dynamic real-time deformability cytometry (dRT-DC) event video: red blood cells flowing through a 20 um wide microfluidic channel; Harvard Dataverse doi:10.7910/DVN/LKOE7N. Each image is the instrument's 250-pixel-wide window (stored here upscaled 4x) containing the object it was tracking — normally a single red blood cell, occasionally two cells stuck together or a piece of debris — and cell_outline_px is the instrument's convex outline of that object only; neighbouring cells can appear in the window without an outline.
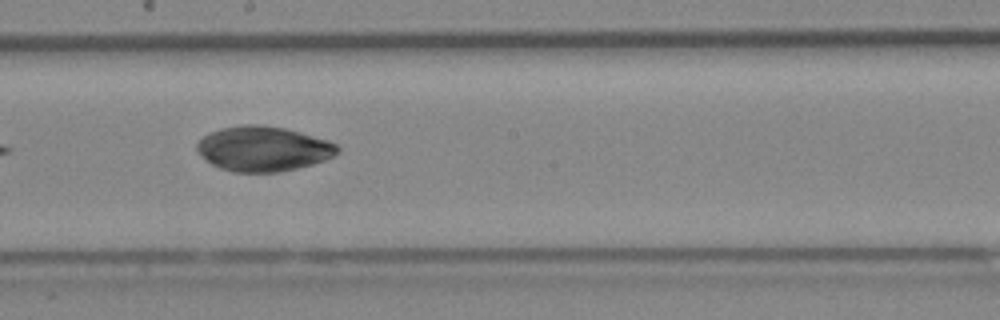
{"species": "Egyptian fruit bat (a non-hibernating species)", "species_latin": "Rousettus aegyptiacus", "temperature_condition": "cold", "stored_images_in_passage": 11, "camera_frame_rate_fps": 3000, "um_per_image_px": 0.085, "animal": {"sex": "female"}, "frame": {"image": 1, "passage_image": 7, "time_ms": 2.0, "image_size_px": [1000, 320], "cell_outline_px": [[340, 152], [324, 160], [312, 164], [280, 172], [232, 172], [220, 168], [212, 164], [200, 156], [196, 152], [196, 144], [204, 136], [220, 128], [244, 124], [260, 124], [284, 128], [300, 132], [328, 140], [336, 144], [340, 148]], "centroid_in_image_um": [22.36, 12.64], "position_along_channel_um": 225.8, "area_um2": 36.88}}
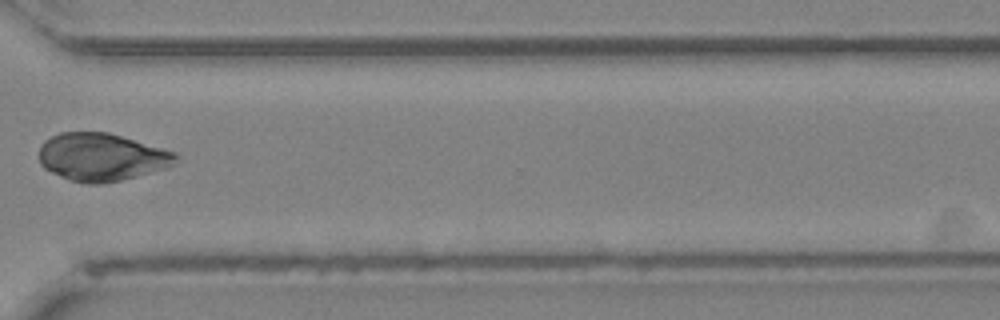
{"frame": {"image": 2, "passage_image": 10, "time_ms": 3.0, "image_size_px": [1000, 320], "cell_outline_px": [[176, 164], [168, 168], [120, 180], [100, 184], [88, 184], [68, 180], [44, 168], [40, 164], [40, 144], [44, 140], [60, 132], [108, 132], [176, 152]], "centroid_in_image_um": [8.63, 13.35], "position_along_channel_um": 362.0, "area_um2": 38.09}}